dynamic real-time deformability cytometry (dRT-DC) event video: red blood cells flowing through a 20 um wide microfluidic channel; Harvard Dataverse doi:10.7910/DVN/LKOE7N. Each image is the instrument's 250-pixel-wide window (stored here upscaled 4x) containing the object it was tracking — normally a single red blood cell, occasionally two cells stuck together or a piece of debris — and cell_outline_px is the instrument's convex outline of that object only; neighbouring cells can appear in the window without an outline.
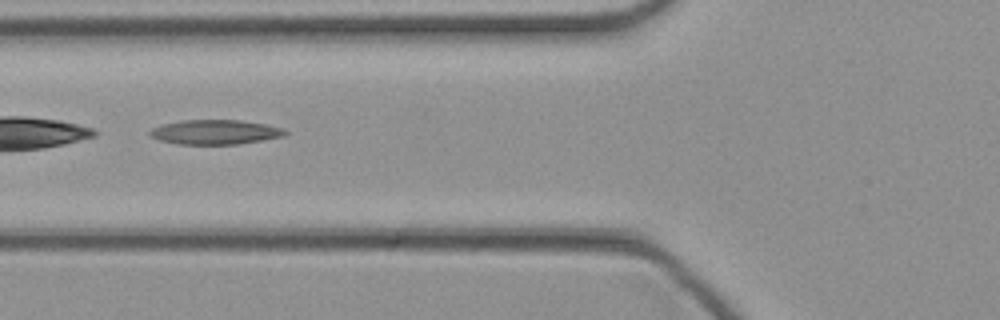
{"species": "common noctule bat (a hibernating species)", "species_latin": "Nyctalus noctula", "temperature_condition": "cold", "stored_images_in_passage": 34, "camera_frame_rate_fps": 3000, "um_per_image_px": 0.085, "animal": {"sex": "female", "body_mass_g": 21.9}, "frame": {"image": 1, "passage_image": 7, "time_ms": 2.0, "image_size_px": [1000, 320], "cell_outline_px": [[288, 132], [284, 136], [236, 144], [176, 144], [160, 140], [148, 136], [148, 132], [152, 128], [164, 124], [180, 120], [240, 120], [264, 124], [284, 128]], "centroid_in_image_um": [18.25, 11.22], "position_along_channel_um": 107.5, "area_um2": 19.31}}
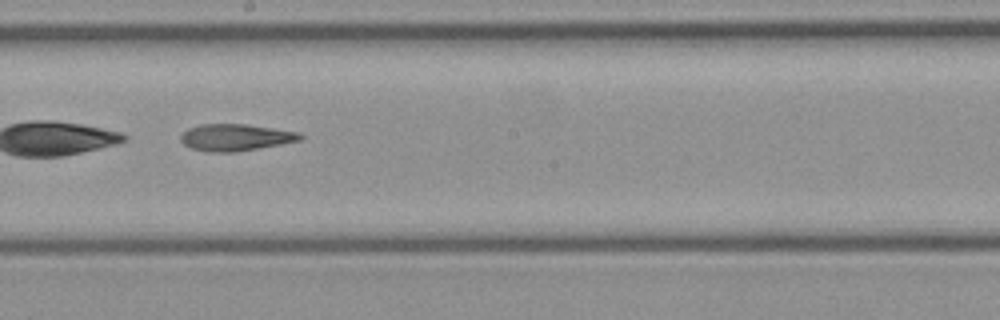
{"frame": {"image": 2, "passage_image": 15, "time_ms": 4.667, "image_size_px": [1000, 320], "cell_outline_px": [[304, 136], [300, 140], [280, 144], [236, 152], [208, 152], [192, 148], [184, 144], [180, 140], [180, 136], [188, 128], [200, 124], [248, 124], [300, 132]], "centroid_in_image_um": [20.02, 11.67], "position_along_channel_um": 228.2, "area_um2": 18.67}}
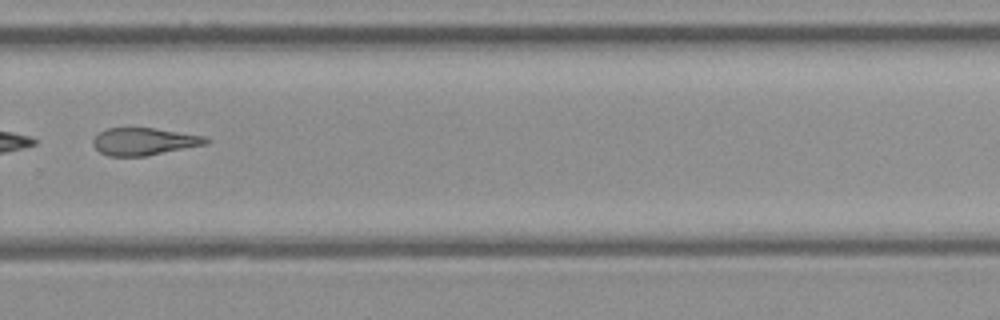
{"frame": {"image": 3, "passage_image": 21, "time_ms": 6.667, "image_size_px": [1000, 320], "cell_outline_px": [[212, 140], [208, 144], [148, 156], [108, 156], [100, 152], [92, 144], [92, 140], [100, 132], [108, 128], [156, 128], [208, 136]], "centroid_in_image_um": [12.33, 12.03], "position_along_channel_um": 317.5, "area_um2": 18.32}}